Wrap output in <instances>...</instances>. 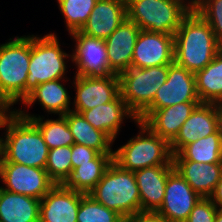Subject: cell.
Returning a JSON list of instances; mask_svg holds the SVG:
<instances>
[{
  "label": "cell",
  "mask_w": 222,
  "mask_h": 222,
  "mask_svg": "<svg viewBox=\"0 0 222 222\" xmlns=\"http://www.w3.org/2000/svg\"><path fill=\"white\" fill-rule=\"evenodd\" d=\"M63 1H66V0H56L55 2L57 3L56 5L58 6Z\"/></svg>",
  "instance_id": "cell-43"
},
{
  "label": "cell",
  "mask_w": 222,
  "mask_h": 222,
  "mask_svg": "<svg viewBox=\"0 0 222 222\" xmlns=\"http://www.w3.org/2000/svg\"><path fill=\"white\" fill-rule=\"evenodd\" d=\"M126 18V0H97L80 32L105 40Z\"/></svg>",
  "instance_id": "cell-19"
},
{
  "label": "cell",
  "mask_w": 222,
  "mask_h": 222,
  "mask_svg": "<svg viewBox=\"0 0 222 222\" xmlns=\"http://www.w3.org/2000/svg\"><path fill=\"white\" fill-rule=\"evenodd\" d=\"M72 146L49 149L46 172L55 184H62L72 170Z\"/></svg>",
  "instance_id": "cell-32"
},
{
  "label": "cell",
  "mask_w": 222,
  "mask_h": 222,
  "mask_svg": "<svg viewBox=\"0 0 222 222\" xmlns=\"http://www.w3.org/2000/svg\"><path fill=\"white\" fill-rule=\"evenodd\" d=\"M77 222H124V218L85 194L80 201Z\"/></svg>",
  "instance_id": "cell-31"
},
{
  "label": "cell",
  "mask_w": 222,
  "mask_h": 222,
  "mask_svg": "<svg viewBox=\"0 0 222 222\" xmlns=\"http://www.w3.org/2000/svg\"><path fill=\"white\" fill-rule=\"evenodd\" d=\"M82 116L95 129L104 132L113 142L117 140L125 123L135 124L137 117L129 110L125 101L119 95L114 101L95 106L92 109L82 111Z\"/></svg>",
  "instance_id": "cell-16"
},
{
  "label": "cell",
  "mask_w": 222,
  "mask_h": 222,
  "mask_svg": "<svg viewBox=\"0 0 222 222\" xmlns=\"http://www.w3.org/2000/svg\"><path fill=\"white\" fill-rule=\"evenodd\" d=\"M84 193L56 184L41 200L39 222H77Z\"/></svg>",
  "instance_id": "cell-18"
},
{
  "label": "cell",
  "mask_w": 222,
  "mask_h": 222,
  "mask_svg": "<svg viewBox=\"0 0 222 222\" xmlns=\"http://www.w3.org/2000/svg\"><path fill=\"white\" fill-rule=\"evenodd\" d=\"M124 219L141 212V201L134 172L122 169L112 161L101 180L88 193Z\"/></svg>",
  "instance_id": "cell-6"
},
{
  "label": "cell",
  "mask_w": 222,
  "mask_h": 222,
  "mask_svg": "<svg viewBox=\"0 0 222 222\" xmlns=\"http://www.w3.org/2000/svg\"><path fill=\"white\" fill-rule=\"evenodd\" d=\"M174 168L201 197L209 198L222 176V163L173 160Z\"/></svg>",
  "instance_id": "cell-23"
},
{
  "label": "cell",
  "mask_w": 222,
  "mask_h": 222,
  "mask_svg": "<svg viewBox=\"0 0 222 222\" xmlns=\"http://www.w3.org/2000/svg\"><path fill=\"white\" fill-rule=\"evenodd\" d=\"M55 185L45 168L0 162V187L6 191L41 200Z\"/></svg>",
  "instance_id": "cell-11"
},
{
  "label": "cell",
  "mask_w": 222,
  "mask_h": 222,
  "mask_svg": "<svg viewBox=\"0 0 222 222\" xmlns=\"http://www.w3.org/2000/svg\"><path fill=\"white\" fill-rule=\"evenodd\" d=\"M11 110L4 104L0 103V128H2V123L4 117L10 112Z\"/></svg>",
  "instance_id": "cell-39"
},
{
  "label": "cell",
  "mask_w": 222,
  "mask_h": 222,
  "mask_svg": "<svg viewBox=\"0 0 222 222\" xmlns=\"http://www.w3.org/2000/svg\"><path fill=\"white\" fill-rule=\"evenodd\" d=\"M216 128L222 141V103L216 104Z\"/></svg>",
  "instance_id": "cell-38"
},
{
  "label": "cell",
  "mask_w": 222,
  "mask_h": 222,
  "mask_svg": "<svg viewBox=\"0 0 222 222\" xmlns=\"http://www.w3.org/2000/svg\"><path fill=\"white\" fill-rule=\"evenodd\" d=\"M96 2L97 0H66L58 5L67 35L81 30Z\"/></svg>",
  "instance_id": "cell-30"
},
{
  "label": "cell",
  "mask_w": 222,
  "mask_h": 222,
  "mask_svg": "<svg viewBox=\"0 0 222 222\" xmlns=\"http://www.w3.org/2000/svg\"><path fill=\"white\" fill-rule=\"evenodd\" d=\"M201 102H184L158 110H145L138 118L153 133L169 144L175 139L184 122Z\"/></svg>",
  "instance_id": "cell-17"
},
{
  "label": "cell",
  "mask_w": 222,
  "mask_h": 222,
  "mask_svg": "<svg viewBox=\"0 0 222 222\" xmlns=\"http://www.w3.org/2000/svg\"><path fill=\"white\" fill-rule=\"evenodd\" d=\"M124 222H168L156 212H139L126 219Z\"/></svg>",
  "instance_id": "cell-36"
},
{
  "label": "cell",
  "mask_w": 222,
  "mask_h": 222,
  "mask_svg": "<svg viewBox=\"0 0 222 222\" xmlns=\"http://www.w3.org/2000/svg\"><path fill=\"white\" fill-rule=\"evenodd\" d=\"M29 64L30 33L13 35L0 43V99L10 110L25 99Z\"/></svg>",
  "instance_id": "cell-4"
},
{
  "label": "cell",
  "mask_w": 222,
  "mask_h": 222,
  "mask_svg": "<svg viewBox=\"0 0 222 222\" xmlns=\"http://www.w3.org/2000/svg\"><path fill=\"white\" fill-rule=\"evenodd\" d=\"M34 34H30V64L25 83V98L40 84L73 78L72 71L69 70L72 69V52L66 51L67 43L60 41L59 33L49 31L44 35Z\"/></svg>",
  "instance_id": "cell-3"
},
{
  "label": "cell",
  "mask_w": 222,
  "mask_h": 222,
  "mask_svg": "<svg viewBox=\"0 0 222 222\" xmlns=\"http://www.w3.org/2000/svg\"><path fill=\"white\" fill-rule=\"evenodd\" d=\"M64 117L75 144L93 148L101 154H113L114 142L104 132L87 122L81 113L71 110Z\"/></svg>",
  "instance_id": "cell-26"
},
{
  "label": "cell",
  "mask_w": 222,
  "mask_h": 222,
  "mask_svg": "<svg viewBox=\"0 0 222 222\" xmlns=\"http://www.w3.org/2000/svg\"><path fill=\"white\" fill-rule=\"evenodd\" d=\"M112 161L113 154L99 153L89 163L81 164L71 170L69 176L61 185L65 189L88 194L101 180Z\"/></svg>",
  "instance_id": "cell-25"
},
{
  "label": "cell",
  "mask_w": 222,
  "mask_h": 222,
  "mask_svg": "<svg viewBox=\"0 0 222 222\" xmlns=\"http://www.w3.org/2000/svg\"><path fill=\"white\" fill-rule=\"evenodd\" d=\"M135 126L138 130L136 135L132 133V137L126 142L114 146L113 161L122 169L131 172L148 167L173 165L170 144L153 133L143 122L137 121Z\"/></svg>",
  "instance_id": "cell-5"
},
{
  "label": "cell",
  "mask_w": 222,
  "mask_h": 222,
  "mask_svg": "<svg viewBox=\"0 0 222 222\" xmlns=\"http://www.w3.org/2000/svg\"><path fill=\"white\" fill-rule=\"evenodd\" d=\"M98 154L99 152L93 148L74 143L71 154L72 170L81 164L89 163V161L93 160Z\"/></svg>",
  "instance_id": "cell-35"
},
{
  "label": "cell",
  "mask_w": 222,
  "mask_h": 222,
  "mask_svg": "<svg viewBox=\"0 0 222 222\" xmlns=\"http://www.w3.org/2000/svg\"><path fill=\"white\" fill-rule=\"evenodd\" d=\"M174 169V165H160L134 171L141 212H156L161 207L168 175Z\"/></svg>",
  "instance_id": "cell-21"
},
{
  "label": "cell",
  "mask_w": 222,
  "mask_h": 222,
  "mask_svg": "<svg viewBox=\"0 0 222 222\" xmlns=\"http://www.w3.org/2000/svg\"><path fill=\"white\" fill-rule=\"evenodd\" d=\"M72 76V111L77 113L114 101L120 95L116 74L104 77Z\"/></svg>",
  "instance_id": "cell-12"
},
{
  "label": "cell",
  "mask_w": 222,
  "mask_h": 222,
  "mask_svg": "<svg viewBox=\"0 0 222 222\" xmlns=\"http://www.w3.org/2000/svg\"><path fill=\"white\" fill-rule=\"evenodd\" d=\"M70 88H72V78L56 79L40 84L28 94L15 111L24 118L64 116L72 110V90ZM37 104L43 111L41 115L34 113V110L33 113L29 111Z\"/></svg>",
  "instance_id": "cell-9"
},
{
  "label": "cell",
  "mask_w": 222,
  "mask_h": 222,
  "mask_svg": "<svg viewBox=\"0 0 222 222\" xmlns=\"http://www.w3.org/2000/svg\"><path fill=\"white\" fill-rule=\"evenodd\" d=\"M68 36L72 42L67 48H70L72 52L74 75L104 77L114 74L108 64L104 40L85 35L80 31L73 32Z\"/></svg>",
  "instance_id": "cell-10"
},
{
  "label": "cell",
  "mask_w": 222,
  "mask_h": 222,
  "mask_svg": "<svg viewBox=\"0 0 222 222\" xmlns=\"http://www.w3.org/2000/svg\"><path fill=\"white\" fill-rule=\"evenodd\" d=\"M209 199L217 206L222 208V176L217 182L213 193L209 196Z\"/></svg>",
  "instance_id": "cell-37"
},
{
  "label": "cell",
  "mask_w": 222,
  "mask_h": 222,
  "mask_svg": "<svg viewBox=\"0 0 222 222\" xmlns=\"http://www.w3.org/2000/svg\"><path fill=\"white\" fill-rule=\"evenodd\" d=\"M216 131V104H198L170 143L172 155L179 153L186 145L195 142L198 138L207 137Z\"/></svg>",
  "instance_id": "cell-20"
},
{
  "label": "cell",
  "mask_w": 222,
  "mask_h": 222,
  "mask_svg": "<svg viewBox=\"0 0 222 222\" xmlns=\"http://www.w3.org/2000/svg\"><path fill=\"white\" fill-rule=\"evenodd\" d=\"M202 197L174 169L167 178L161 207L156 211L168 222H185Z\"/></svg>",
  "instance_id": "cell-14"
},
{
  "label": "cell",
  "mask_w": 222,
  "mask_h": 222,
  "mask_svg": "<svg viewBox=\"0 0 222 222\" xmlns=\"http://www.w3.org/2000/svg\"><path fill=\"white\" fill-rule=\"evenodd\" d=\"M174 62V35L141 30L136 39L132 63L142 68Z\"/></svg>",
  "instance_id": "cell-15"
},
{
  "label": "cell",
  "mask_w": 222,
  "mask_h": 222,
  "mask_svg": "<svg viewBox=\"0 0 222 222\" xmlns=\"http://www.w3.org/2000/svg\"><path fill=\"white\" fill-rule=\"evenodd\" d=\"M221 49L211 26L195 10L183 19L174 34V62L194 74L209 64Z\"/></svg>",
  "instance_id": "cell-2"
},
{
  "label": "cell",
  "mask_w": 222,
  "mask_h": 222,
  "mask_svg": "<svg viewBox=\"0 0 222 222\" xmlns=\"http://www.w3.org/2000/svg\"><path fill=\"white\" fill-rule=\"evenodd\" d=\"M1 132H2V128H0V158H1Z\"/></svg>",
  "instance_id": "cell-42"
},
{
  "label": "cell",
  "mask_w": 222,
  "mask_h": 222,
  "mask_svg": "<svg viewBox=\"0 0 222 222\" xmlns=\"http://www.w3.org/2000/svg\"><path fill=\"white\" fill-rule=\"evenodd\" d=\"M140 31L135 22L126 18L104 40L107 49L108 64L114 74L119 75L129 63H132L134 46Z\"/></svg>",
  "instance_id": "cell-22"
},
{
  "label": "cell",
  "mask_w": 222,
  "mask_h": 222,
  "mask_svg": "<svg viewBox=\"0 0 222 222\" xmlns=\"http://www.w3.org/2000/svg\"><path fill=\"white\" fill-rule=\"evenodd\" d=\"M167 76L168 65L142 68L129 63L119 73L120 95L137 118L151 105Z\"/></svg>",
  "instance_id": "cell-7"
},
{
  "label": "cell",
  "mask_w": 222,
  "mask_h": 222,
  "mask_svg": "<svg viewBox=\"0 0 222 222\" xmlns=\"http://www.w3.org/2000/svg\"><path fill=\"white\" fill-rule=\"evenodd\" d=\"M217 210L218 207L209 198L202 197L185 222H214Z\"/></svg>",
  "instance_id": "cell-34"
},
{
  "label": "cell",
  "mask_w": 222,
  "mask_h": 222,
  "mask_svg": "<svg viewBox=\"0 0 222 222\" xmlns=\"http://www.w3.org/2000/svg\"><path fill=\"white\" fill-rule=\"evenodd\" d=\"M184 102H200L195 74L175 62L168 65L166 82L157 90L154 100L146 110H158Z\"/></svg>",
  "instance_id": "cell-13"
},
{
  "label": "cell",
  "mask_w": 222,
  "mask_h": 222,
  "mask_svg": "<svg viewBox=\"0 0 222 222\" xmlns=\"http://www.w3.org/2000/svg\"><path fill=\"white\" fill-rule=\"evenodd\" d=\"M214 222H222V208L221 207H218Z\"/></svg>",
  "instance_id": "cell-41"
},
{
  "label": "cell",
  "mask_w": 222,
  "mask_h": 222,
  "mask_svg": "<svg viewBox=\"0 0 222 222\" xmlns=\"http://www.w3.org/2000/svg\"><path fill=\"white\" fill-rule=\"evenodd\" d=\"M173 160H189L197 163H222V141L219 133L198 138L186 145L179 153L173 154Z\"/></svg>",
  "instance_id": "cell-28"
},
{
  "label": "cell",
  "mask_w": 222,
  "mask_h": 222,
  "mask_svg": "<svg viewBox=\"0 0 222 222\" xmlns=\"http://www.w3.org/2000/svg\"><path fill=\"white\" fill-rule=\"evenodd\" d=\"M49 148L39 128L11 110L3 119L0 162L45 168Z\"/></svg>",
  "instance_id": "cell-1"
},
{
  "label": "cell",
  "mask_w": 222,
  "mask_h": 222,
  "mask_svg": "<svg viewBox=\"0 0 222 222\" xmlns=\"http://www.w3.org/2000/svg\"><path fill=\"white\" fill-rule=\"evenodd\" d=\"M195 11L211 26L222 45V0H198Z\"/></svg>",
  "instance_id": "cell-33"
},
{
  "label": "cell",
  "mask_w": 222,
  "mask_h": 222,
  "mask_svg": "<svg viewBox=\"0 0 222 222\" xmlns=\"http://www.w3.org/2000/svg\"><path fill=\"white\" fill-rule=\"evenodd\" d=\"M195 83L201 103H222V49L209 64L195 73Z\"/></svg>",
  "instance_id": "cell-27"
},
{
  "label": "cell",
  "mask_w": 222,
  "mask_h": 222,
  "mask_svg": "<svg viewBox=\"0 0 222 222\" xmlns=\"http://www.w3.org/2000/svg\"><path fill=\"white\" fill-rule=\"evenodd\" d=\"M127 18L140 30L174 35L191 9L179 0H126Z\"/></svg>",
  "instance_id": "cell-8"
},
{
  "label": "cell",
  "mask_w": 222,
  "mask_h": 222,
  "mask_svg": "<svg viewBox=\"0 0 222 222\" xmlns=\"http://www.w3.org/2000/svg\"><path fill=\"white\" fill-rule=\"evenodd\" d=\"M179 1L186 4L191 10H195V8L198 4V0H179Z\"/></svg>",
  "instance_id": "cell-40"
},
{
  "label": "cell",
  "mask_w": 222,
  "mask_h": 222,
  "mask_svg": "<svg viewBox=\"0 0 222 222\" xmlns=\"http://www.w3.org/2000/svg\"><path fill=\"white\" fill-rule=\"evenodd\" d=\"M40 200L0 187V222H39Z\"/></svg>",
  "instance_id": "cell-24"
},
{
  "label": "cell",
  "mask_w": 222,
  "mask_h": 222,
  "mask_svg": "<svg viewBox=\"0 0 222 222\" xmlns=\"http://www.w3.org/2000/svg\"><path fill=\"white\" fill-rule=\"evenodd\" d=\"M27 119L39 128L49 149L72 146L75 143L64 116H38Z\"/></svg>",
  "instance_id": "cell-29"
}]
</instances>
